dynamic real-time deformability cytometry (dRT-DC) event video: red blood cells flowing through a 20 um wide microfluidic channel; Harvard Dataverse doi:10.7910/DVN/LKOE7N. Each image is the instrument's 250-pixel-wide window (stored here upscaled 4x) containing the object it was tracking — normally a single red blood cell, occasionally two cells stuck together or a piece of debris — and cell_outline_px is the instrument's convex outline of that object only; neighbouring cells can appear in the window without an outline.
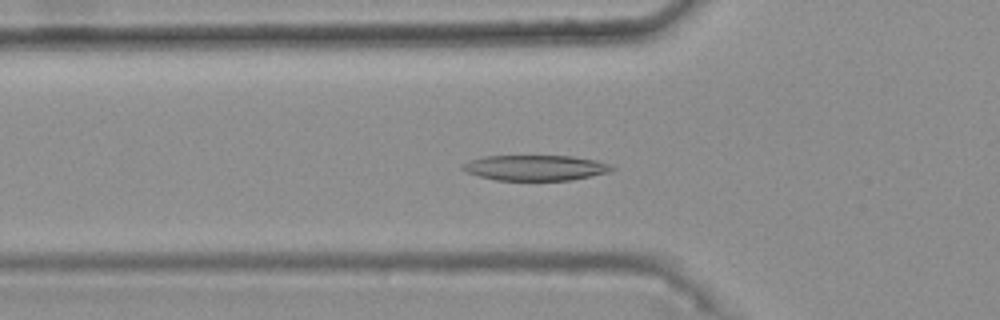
{"species": "common noctule bat (a hibernating species)", "species_latin": "Nyctalus noctula", "temperature_condition": "warm", "stored_images_in_passage": 45, "camera_frame_rate_fps": 3000, "um_per_image_px": 0.085, "animal": {"sex": "female", "body_mass_g": 25.1}, "frame": {"image": 1, "passage_image": 17, "time_ms": 5.333, "image_size_px": [1000, 320], "cell_outline_px": [[616, 168], [608, 172], [592, 176], [572, 180], [496, 180], [480, 176], [468, 172], [460, 168], [460, 164], [468, 160], [484, 156], [572, 156], [596, 160], [608, 164]], "centroid_in_image_um": [45.48, 14.26], "position_along_channel_um": 80.3, "area_um2": 22.14}}
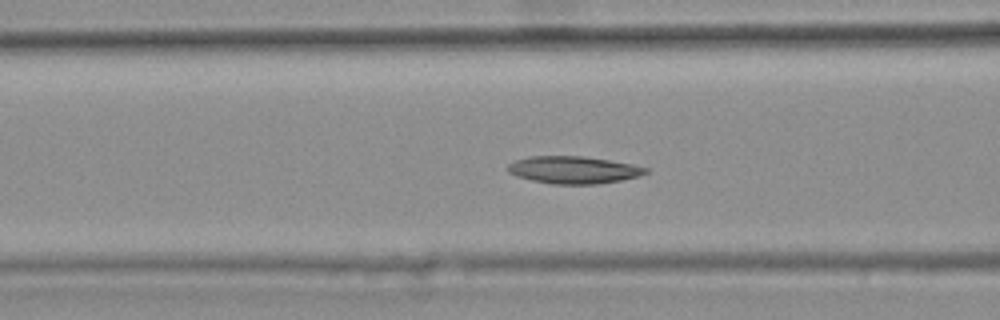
{"frame": {"image": 2, "passage_image": 20, "time_ms": 6.333, "image_size_px": [1000, 320], "cell_outline_px": [[648, 172], [636, 176], [620, 180], [596, 184], [552, 184], [532, 180], [516, 176], [508, 172], [508, 164], [516, 160], [528, 156], [580, 156], [608, 160], [632, 164], [648, 168]], "centroid_in_image_um": [48.71, 14.44], "position_along_channel_um": 117.9, "area_um2": 21.73}}
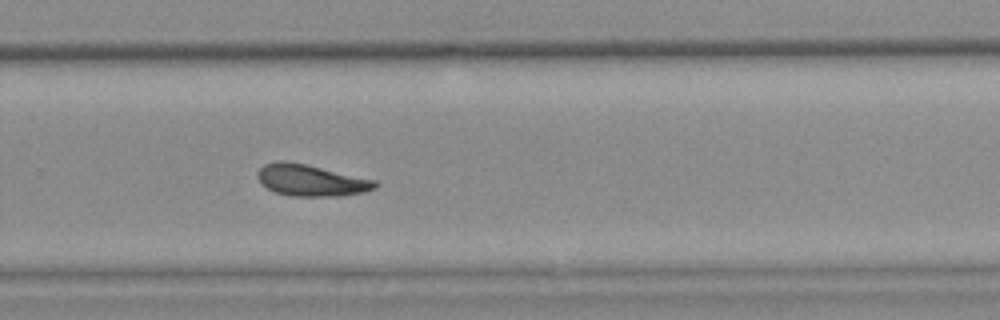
{"frame": {"image": 3, "passage_image": 35, "time_ms": 11.333, "image_size_px": [1000, 320], "cell_outline_px": [[380, 184], [376, 188], [364, 192], [340, 196], [292, 196], [276, 192], [260, 184], [256, 176], [256, 172], [264, 164], [276, 160], [284, 160], [308, 164], [376, 180]], "centroid_in_image_um": [26.42, 15.31], "position_along_channel_um": 303.4, "area_um2": 21.96}, "authors_computed_cell_mechanics": {"area_um2": 21.7328, "velocity_mm_per_s": 3.7219, "shape_relaxation_time_tau1_ms": 5.5335, "shape_relaxation_time_tau2_ms": null, "deformation_change_tau1": 0.1532, "deformation_change_tau2": null}}